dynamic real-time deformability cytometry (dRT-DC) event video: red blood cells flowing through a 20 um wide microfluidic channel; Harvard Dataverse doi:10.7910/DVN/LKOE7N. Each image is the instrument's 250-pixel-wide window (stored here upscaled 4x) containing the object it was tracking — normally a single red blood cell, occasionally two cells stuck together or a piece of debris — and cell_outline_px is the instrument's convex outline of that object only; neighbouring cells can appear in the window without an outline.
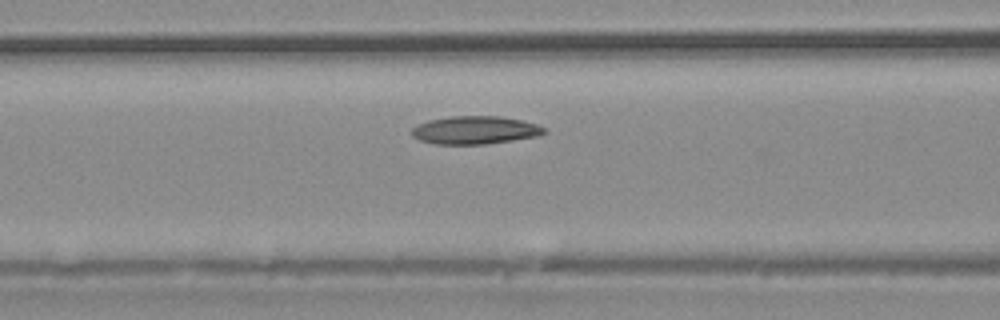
{"species": "common noctule bat (a hibernating species)", "species_latin": "Nyctalus noctula", "temperature_condition": "warm", "stored_images_in_passage": 29, "camera_frame_rate_fps": 3000, "um_per_image_px": 0.085, "animal": {"sex": "male", "body_mass_g": 20.4}, "frame": {"image": 1, "passage_image": 7, "time_ms": 2.0, "image_size_px": [1000, 320], "cell_outline_px": [[548, 132], [540, 136], [484, 144], [436, 144], [420, 140], [412, 136], [412, 128], [428, 120], [452, 116], [500, 116], [524, 120], [536, 124], [544, 128]], "centroid_in_image_um": [40.42, 11.05], "position_along_channel_um": 126.2, "area_um2": 21.62}}
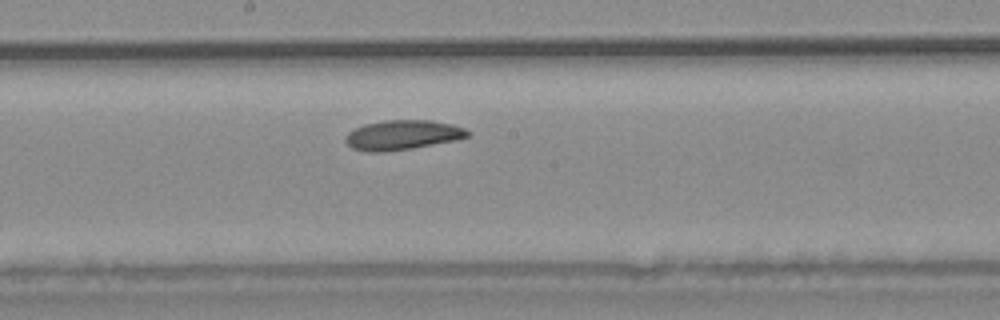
{"frame": {"image": 2, "passage_image": 12, "time_ms": 3.667, "image_size_px": [1000, 320], "cell_outline_px": [[472, 132], [468, 136], [456, 140], [412, 148], [384, 152], [368, 152], [352, 148], [344, 140], [344, 136], [348, 132], [364, 124], [384, 120], [432, 120], [452, 124], [464, 128]], "centroid_in_image_um": [34.21, 11.47], "position_along_channel_um": 214.0, "area_um2": 21.21}}
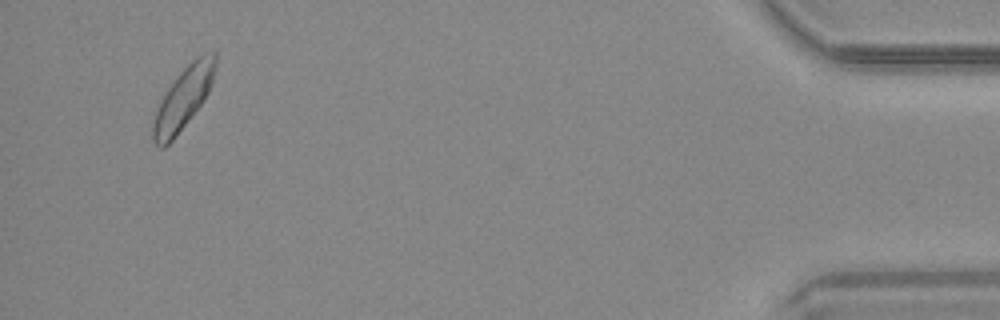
{"frame": {"image": 3, "passage_image": 28, "time_ms": 9.0, "image_size_px": [1000, 320], "cell_outline_px": [[216, 72], [212, 84], [204, 100], [172, 140], [164, 148], [160, 148], [152, 140], [152, 124], [160, 100], [168, 88], [180, 72], [196, 56], [204, 52], [216, 52]], "centroid_in_image_um": [15.6, 8.33], "position_along_channel_um": 419.6, "area_um2": 22.37}}